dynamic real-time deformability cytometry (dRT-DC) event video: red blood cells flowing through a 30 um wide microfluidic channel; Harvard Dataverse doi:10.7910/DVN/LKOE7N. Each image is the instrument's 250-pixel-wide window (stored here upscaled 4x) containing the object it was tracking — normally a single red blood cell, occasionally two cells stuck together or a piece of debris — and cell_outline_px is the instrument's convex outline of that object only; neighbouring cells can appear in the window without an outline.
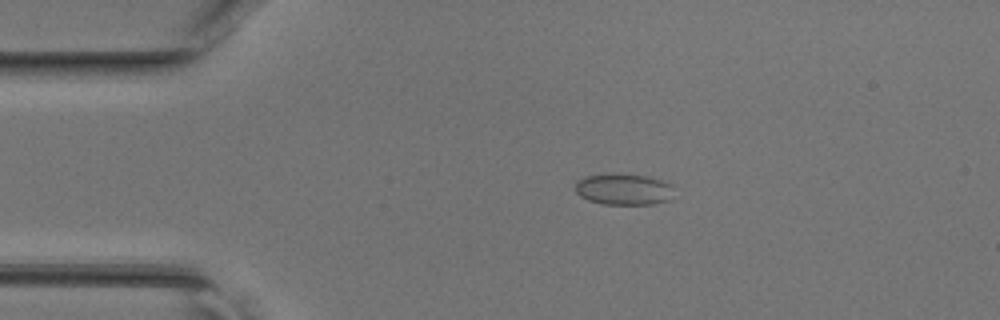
{"species": "common noctule bat (a hibernating species)", "species_latin": "Nyctalus noctula", "temperature_condition": "room temperature", "stored_images_in_passage": 37, "camera_frame_rate_fps": 3000, "um_per_image_px": 0.085, "animal": {"sex": "female", "body_mass_g": 17.0, "forearm_length_mm": 48.0}, "frame": {"image": 1, "passage_image": 1, "time_ms": 0.0, "image_size_px": [1000, 320], "cell_outline_px": [[672, 200], [652, 204], [604, 204], [588, 200], [580, 196], [576, 192], [576, 180], [588, 176], [648, 176], [672, 184]], "centroid_in_image_um": [53.05, 16.14], "position_along_channel_um": 31.9, "area_um2": 17.4}}
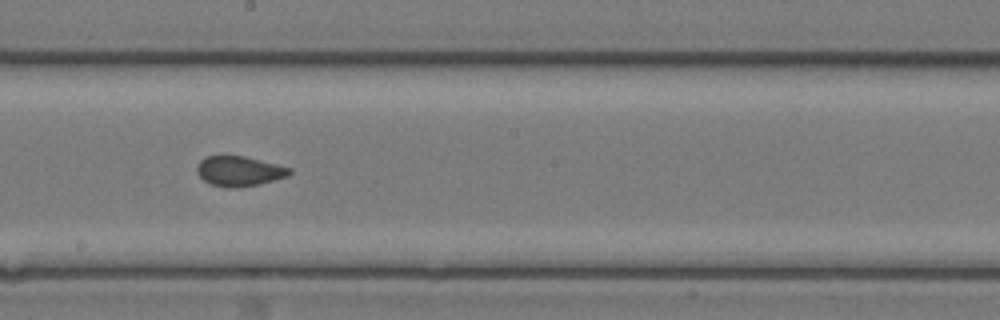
{"frame": {"image": 2, "passage_image": 17, "time_ms": 5.333, "image_size_px": [1000, 320], "cell_outline_px": [[292, 172], [288, 176], [260, 184], [236, 188], [228, 188], [212, 184], [204, 180], [196, 172], [196, 164], [204, 156], [244, 156], [292, 168]], "centroid_in_image_um": [20.32, 14.55], "position_along_channel_um": 227.9, "area_um2": 16.24}}
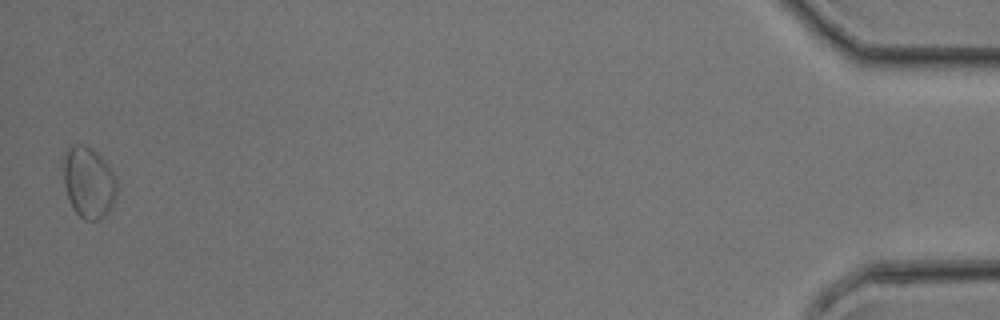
{"frame": {"image": 3, "passage_image": 37, "time_ms": 12.0, "image_size_px": [1000, 320], "cell_outline_px": [[116, 196], [108, 212], [100, 220], [84, 220], [72, 208], [64, 184], [64, 152], [72, 144], [84, 144], [92, 148], [104, 160], [112, 172], [116, 180]], "centroid_in_image_um": [7.52, 15.5], "position_along_channel_um": 427.7, "area_um2": 22.08}}